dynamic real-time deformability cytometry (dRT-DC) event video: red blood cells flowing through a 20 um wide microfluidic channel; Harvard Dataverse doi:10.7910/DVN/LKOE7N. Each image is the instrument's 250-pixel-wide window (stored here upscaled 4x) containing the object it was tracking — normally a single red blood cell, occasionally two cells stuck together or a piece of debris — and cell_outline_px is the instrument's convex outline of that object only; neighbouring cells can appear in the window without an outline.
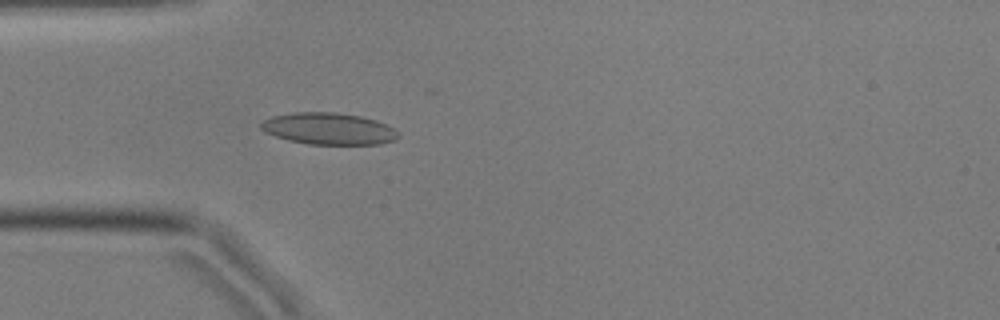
{"species": "common noctule bat (a hibernating species)", "species_latin": "Nyctalus noctula", "temperature_condition": "cold", "stored_images_in_passage": 50, "camera_frame_rate_fps": 3000, "um_per_image_px": 0.085, "animal": {"sex": "male", "body_mass_g": 17.9, "forearm_length_mm": 54.2}, "frame": {"image": 1, "passage_image": 10, "time_ms": 3.0, "image_size_px": [1000, 320], "cell_outline_px": [[400, 136], [396, 140], [380, 144], [308, 144], [288, 140], [264, 132], [260, 128], [260, 124], [264, 120], [272, 116], [296, 112], [336, 112], [360, 116], [376, 120], [400, 132]], "centroid_in_image_um": [27.95, 10.94], "position_along_channel_um": 57.1, "area_um2": 25.43}}
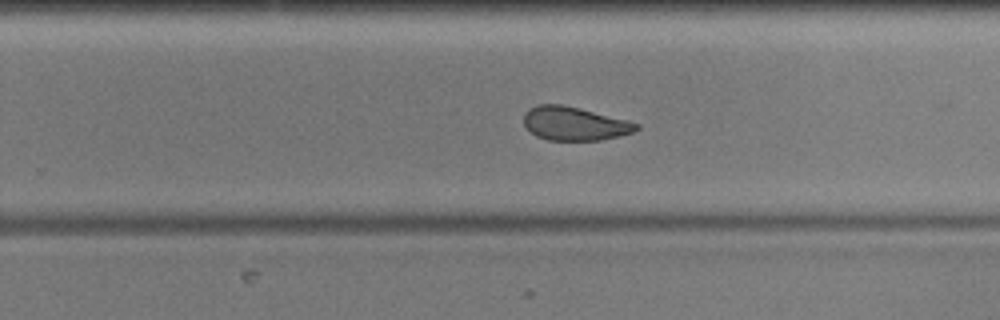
{"frame": {"image": 2, "passage_image": 29, "time_ms": 9.333, "image_size_px": [1000, 320], "cell_outline_px": [[640, 128], [632, 132], [600, 140], [548, 140], [536, 136], [524, 124], [524, 112], [528, 108], [536, 104], [560, 104], [580, 108], [628, 120], [640, 124]], "centroid_in_image_um": [48.81, 10.49], "position_along_channel_um": 281.0, "area_um2": 22.02}}
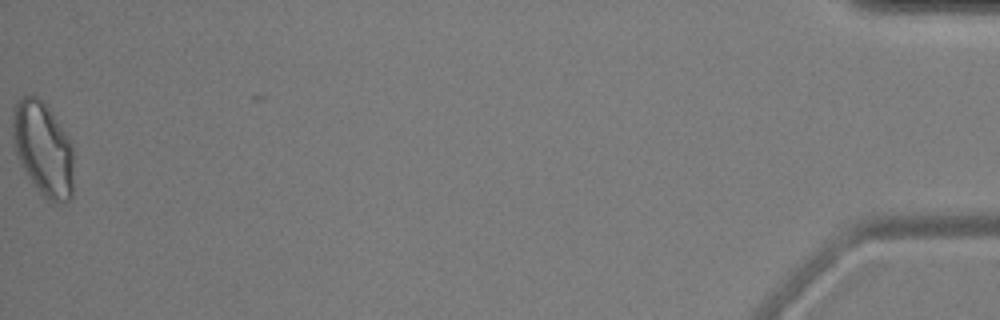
{"frame": {"image": 3, "passage_image": 50, "time_ms": 16.333, "image_size_px": [1000, 320], "cell_outline_px": [[72, 196], [68, 200], [60, 204], [48, 200], [40, 192], [28, 176], [20, 164], [16, 152], [12, 136], [12, 108], [16, 100], [20, 96], [32, 92], [48, 108], [72, 144]], "centroid_in_image_um": [3.62, 12.61], "position_along_channel_um": 431.6, "area_um2": 33.35}, "authors_computed_cell_mechanics": {"area_um2": 24.1026, "velocity_mm_per_s": 3.5792, "shape_relaxation_time_tau1_ms": 4.5297, "shape_relaxation_time_tau2_ms": 1.7225, "deformation_change_tau1": 0.1251, "deformation_change_tau2": 0.0782}}